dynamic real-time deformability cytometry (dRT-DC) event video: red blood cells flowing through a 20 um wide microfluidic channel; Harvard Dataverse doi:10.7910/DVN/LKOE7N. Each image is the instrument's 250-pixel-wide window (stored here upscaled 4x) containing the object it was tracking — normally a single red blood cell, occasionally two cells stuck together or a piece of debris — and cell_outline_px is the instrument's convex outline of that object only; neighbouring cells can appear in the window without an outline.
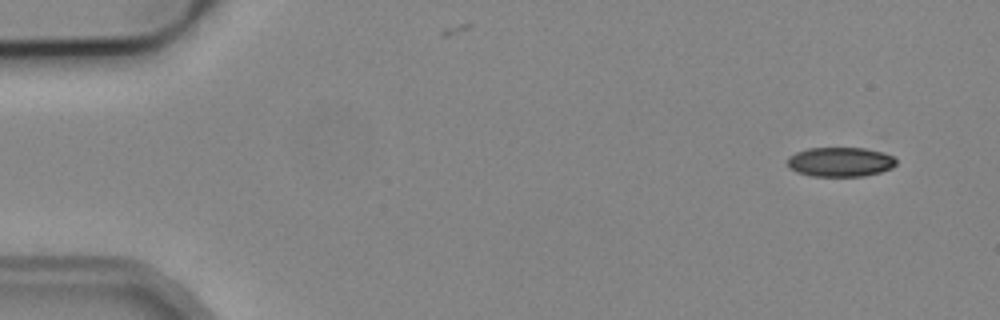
{"species": "common noctule bat (a hibernating species)", "species_latin": "Nyctalus noctula", "temperature_condition": "cold", "stored_images_in_passage": 4, "camera_frame_rate_fps": 3000, "um_per_image_px": 0.085, "animal": {"sex": "male", "body_mass_g": 19.2, "forearm_length_mm": 51.8}, "frame": {"image": 1, "passage_image": 1, "time_ms": 0.0, "image_size_px": [1000, 320], "cell_outline_px": [[896, 164], [892, 168], [880, 172], [864, 176], [812, 176], [796, 172], [788, 168], [788, 156], [796, 152], [808, 148], [864, 148], [884, 152], [892, 156], [896, 160]], "centroid_in_image_um": [71.41, 13.76], "position_along_channel_um": 13.6, "area_um2": 18.79}}
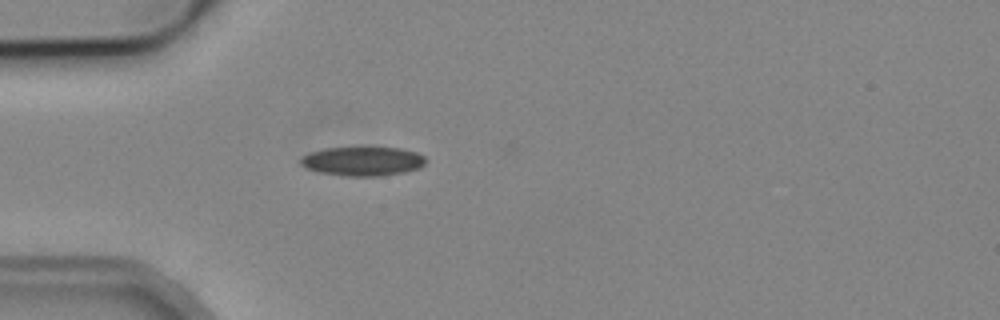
{"frame": {"image": 2, "passage_image": 4, "time_ms": 4.0, "image_size_px": [1000, 320], "cell_outline_px": [[428, 160], [420, 168], [404, 172], [380, 176], [348, 176], [320, 172], [308, 168], [300, 164], [300, 156], [308, 152], [324, 148], [400, 148], [416, 152], [424, 156]], "centroid_in_image_um": [30.83, 13.7], "position_along_channel_um": 54.2, "area_um2": 21.21}}